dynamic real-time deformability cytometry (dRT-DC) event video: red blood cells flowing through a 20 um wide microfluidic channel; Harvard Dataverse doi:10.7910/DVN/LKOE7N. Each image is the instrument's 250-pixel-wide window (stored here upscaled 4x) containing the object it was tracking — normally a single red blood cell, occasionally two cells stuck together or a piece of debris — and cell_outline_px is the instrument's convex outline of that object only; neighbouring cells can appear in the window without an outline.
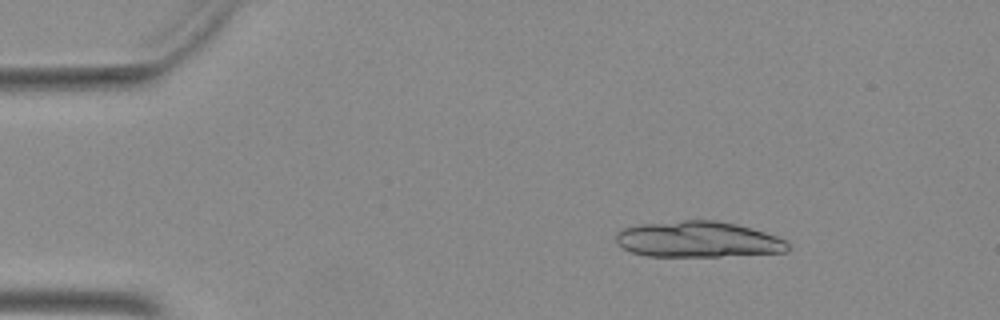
{"species": "Egyptian fruit bat (a non-hibernating species)", "species_latin": "Rousettus aegyptiacus", "temperature_condition": "warm", "stored_images_in_passage": 22, "camera_frame_rate_fps": 3000, "um_per_image_px": 0.085, "animal": {"sex": "female"}, "frame": {"image": 1, "passage_image": 7, "time_ms": 2.0, "image_size_px": [1000, 320], "cell_outline_px": [[788, 248], [784, 252], [720, 256], [644, 256], [632, 252], [616, 244], [616, 232], [624, 228], [640, 224], [684, 220], [712, 220], [736, 224], [764, 232], [776, 236], [784, 240], [788, 244]], "centroid_in_image_um": [59.27, 20.35], "position_along_channel_um": 25.7, "area_um2": 35.78}}